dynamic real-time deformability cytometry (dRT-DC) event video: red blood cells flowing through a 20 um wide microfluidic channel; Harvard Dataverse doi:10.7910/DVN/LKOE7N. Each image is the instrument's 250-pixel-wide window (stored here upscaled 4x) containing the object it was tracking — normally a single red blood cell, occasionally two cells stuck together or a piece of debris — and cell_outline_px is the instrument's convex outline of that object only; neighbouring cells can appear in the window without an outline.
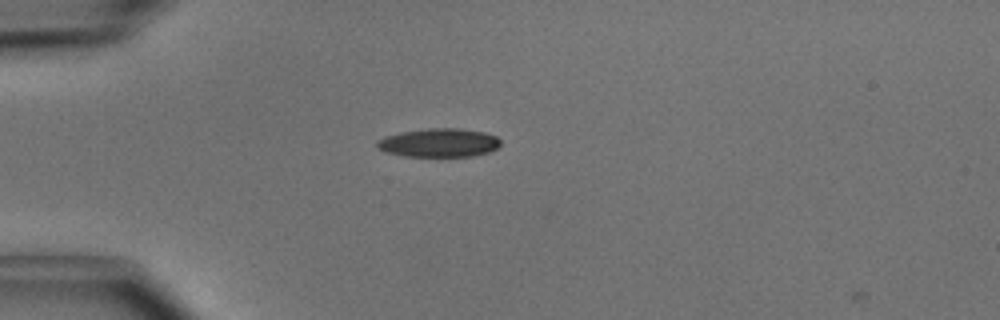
{"species": "common noctule bat (a hibernating species)", "species_latin": "Nyctalus noctula", "temperature_condition": "cold", "stored_images_in_passage": 2, "camera_frame_rate_fps": 3000, "um_per_image_px": 0.085, "animal": {"sex": "male", "body_mass_g": 15.6}, "frame": {"image": 1, "passage_image": 1, "time_ms": 0.0, "image_size_px": [1000, 320], "cell_outline_px": [[500, 144], [496, 148], [488, 152], [472, 156], [404, 156], [384, 152], [376, 148], [376, 140], [400, 132], [428, 128], [460, 128], [484, 132], [496, 136], [500, 140]], "centroid_in_image_um": [37.28, 12.13], "position_along_channel_um": 47.7, "area_um2": 20.63}}